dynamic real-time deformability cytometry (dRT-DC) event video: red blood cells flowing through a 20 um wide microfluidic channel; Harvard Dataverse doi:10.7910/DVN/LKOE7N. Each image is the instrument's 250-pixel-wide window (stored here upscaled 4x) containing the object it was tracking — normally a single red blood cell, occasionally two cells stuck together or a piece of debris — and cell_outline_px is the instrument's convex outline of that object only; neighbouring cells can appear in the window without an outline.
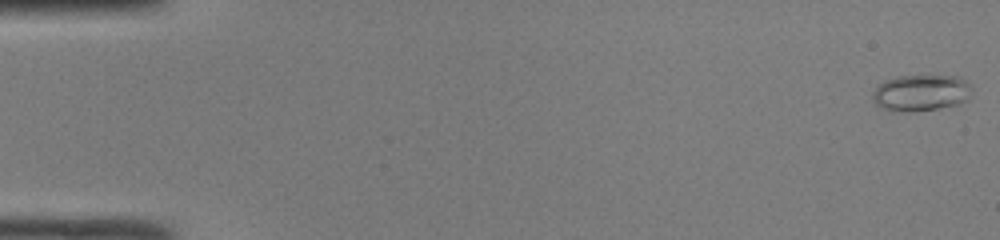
{"species": "common noctule bat (a hibernating species)", "species_latin": "Nyctalus noctula", "temperature_condition": "room temperature", "stored_images_in_passage": 49, "camera_frame_rate_fps": 3000, "um_per_image_px": 0.085, "animal": {"sex": "male", "body_mass_g": 19.0, "forearm_length_mm": 50.8}, "frame": {"image": 1, "passage_image": 1, "time_ms": 0.0, "image_size_px": [1000, 240], "cell_outline_px": [[972, 88], [968, 100], [956, 104], [940, 108], [912, 112], [908, 112], [884, 108], [876, 104], [872, 100], [872, 92], [884, 80], [900, 76], [956, 76], [968, 80], [972, 84]], "centroid_in_image_um": [78.32, 7.88], "position_along_channel_um": 6.7, "area_um2": 21.1}}
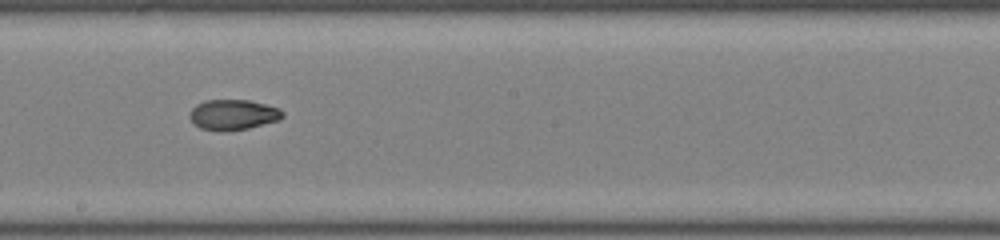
{"frame": {"image": 2, "passage_image": 28, "time_ms": 9.0, "image_size_px": [1000, 240], "cell_outline_px": [[284, 116], [280, 120], [248, 128], [224, 132], [216, 132], [200, 128], [188, 116], [188, 112], [196, 104], [204, 100], [248, 100], [280, 108], [284, 112]], "centroid_in_image_um": [19.8, 9.76], "position_along_channel_um": 228.4, "area_um2": 16.7}}
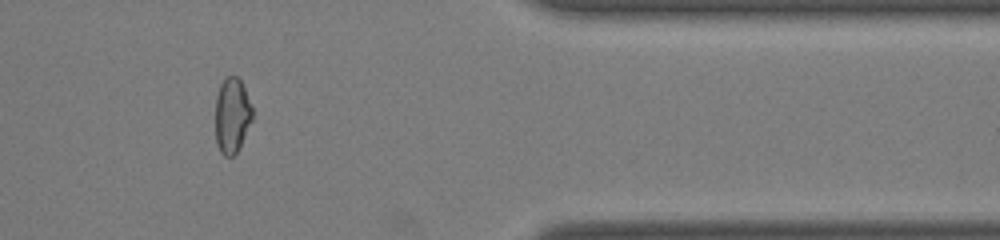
{"frame": {"image": 3, "passage_image": 41, "time_ms": 13.333, "image_size_px": [1000, 240], "cell_outline_px": [[252, 120], [236, 152], [232, 156], [224, 156], [220, 152], [216, 144], [216, 96], [220, 84], [224, 76], [236, 76], [240, 80], [244, 88], [252, 108]], "centroid_in_image_um": [19.7, 9.79], "position_along_channel_um": 391.7, "area_um2": 16.07}, "authors_computed_cell_mechanics": {"area_um2": 16.9354, "velocity_mm_per_s": 4.2408, "shape_relaxation_time_tau1_ms": null, "shape_relaxation_time_tau2_ms": 2.4005, "deformation_change_tau1": null, "deformation_change_tau2": 0.0573}}